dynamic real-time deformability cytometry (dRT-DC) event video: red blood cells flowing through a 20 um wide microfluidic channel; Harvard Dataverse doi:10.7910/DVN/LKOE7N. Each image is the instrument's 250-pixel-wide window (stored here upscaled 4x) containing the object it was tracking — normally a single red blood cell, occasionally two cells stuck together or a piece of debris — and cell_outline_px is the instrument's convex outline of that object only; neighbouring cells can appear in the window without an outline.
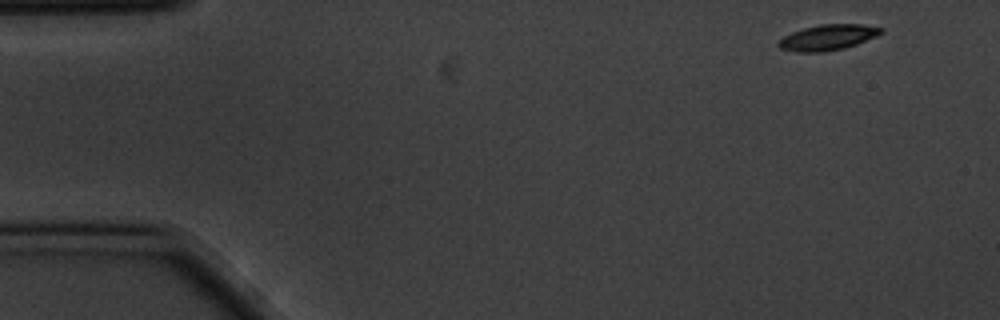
{"species": "common noctule bat (a hibernating species)", "species_latin": "Nyctalus noctula", "temperature_condition": "cold", "stored_images_in_passage": 54, "camera_frame_rate_fps": 3000, "um_per_image_px": 0.085, "animal": {"sex": "male", "body_mass_g": 20.1, "forearm_length_mm": 53.5}, "frame": {"image": 1, "passage_image": 1, "time_ms": 0.0, "image_size_px": [1000, 320], "cell_outline_px": [[884, 32], [876, 36], [856, 44], [844, 48], [824, 52], [796, 52], [780, 48], [776, 44], [784, 36], [792, 32], [804, 28], [820, 24], [860, 24], [884, 28]], "centroid_in_image_um": [70.36, 3.18], "position_along_channel_um": 14.6, "area_um2": 15.26}}
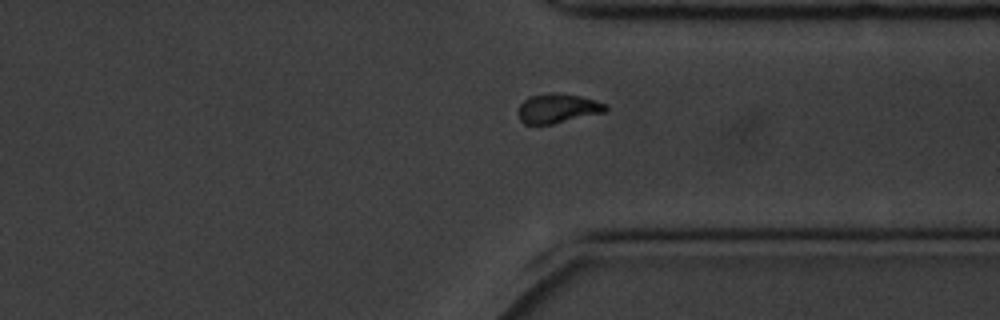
{"frame": {"image": 2, "passage_image": 40, "time_ms": 13.0, "image_size_px": [1000, 320], "cell_outline_px": [[608, 108], [604, 112], [552, 124], [524, 124], [520, 120], [520, 104], [524, 100], [532, 96], [552, 92], [556, 92], [580, 96], [604, 104]], "centroid_in_image_um": [47.39, 9.21], "position_along_channel_um": 364.0, "area_um2": 14.57}}
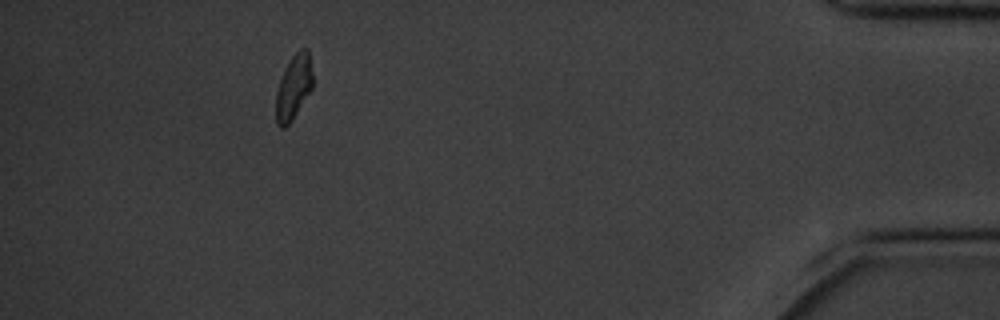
{"frame": {"image": 3, "passage_image": 49, "time_ms": 16.0, "image_size_px": [1000, 320], "cell_outline_px": [[312, 88], [292, 120], [284, 128], [280, 128], [276, 124], [276, 92], [284, 68], [288, 60], [300, 48], [308, 48], [312, 72]], "centroid_in_image_um": [24.94, 7.39], "position_along_channel_um": 410.3, "area_um2": 13.87}, "authors_computed_cell_mechanics": {"area_um2": 15.1147, "velocity_mm_per_s": 3.4661, "shape_relaxation_time_tau1_ms": 2.1209, "shape_relaxation_time_tau2_ms": null, "deformation_change_tau1": 0.1363, "deformation_change_tau2": null}}